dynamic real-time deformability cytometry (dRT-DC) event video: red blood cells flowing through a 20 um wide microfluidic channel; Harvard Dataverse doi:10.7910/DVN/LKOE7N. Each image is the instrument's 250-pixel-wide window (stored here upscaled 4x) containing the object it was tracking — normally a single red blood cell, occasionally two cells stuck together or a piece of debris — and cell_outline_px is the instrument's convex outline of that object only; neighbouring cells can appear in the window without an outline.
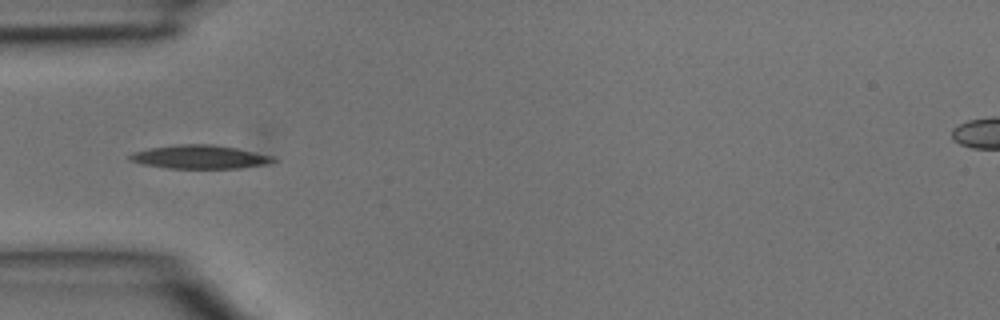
{"species": "common noctule bat (a hibernating species)", "species_latin": "Nyctalus noctula", "temperature_condition": "room temperature", "stored_images_in_passage": 3, "camera_frame_rate_fps": 3000, "um_per_image_px": 0.085, "animal": {"sex": "male", "body_mass_g": 15.6}, "frame": {"image": 1, "passage_image": 3, "time_ms": 0.667, "image_size_px": [1000, 320], "cell_outline_px": [[276, 160], [268, 164], [240, 168], [168, 168], [140, 164], [128, 160], [128, 156], [132, 152], [148, 148], [176, 144], [212, 144], [236, 148], [256, 152], [272, 156]], "centroid_in_image_um": [16.92, 13.34], "position_along_channel_um": 68.1, "area_um2": 19.83}}